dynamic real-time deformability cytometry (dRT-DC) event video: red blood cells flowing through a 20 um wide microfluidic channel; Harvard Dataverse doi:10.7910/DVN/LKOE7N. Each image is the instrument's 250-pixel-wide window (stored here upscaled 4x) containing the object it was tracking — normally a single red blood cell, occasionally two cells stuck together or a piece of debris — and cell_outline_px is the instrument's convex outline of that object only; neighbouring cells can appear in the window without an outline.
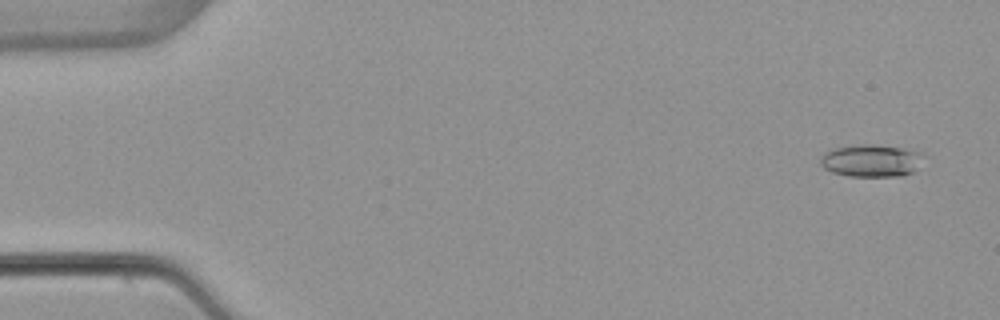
{"species": "common noctule bat (a hibernating species)", "species_latin": "Nyctalus noctula", "temperature_condition": "warm", "stored_images_in_passage": 7, "camera_frame_rate_fps": 3000, "um_per_image_px": 0.085, "animal": {"sex": "female", "body_mass_g": 22.7, "forearm_length_mm": 54.2}, "frame": {"image": 1, "passage_image": 1, "time_ms": 0.0, "image_size_px": [1000, 320], "cell_outline_px": [[924, 156], [912, 172], [904, 176], [848, 176], [832, 172], [824, 168], [820, 164], [820, 156], [824, 152], [836, 148], [860, 144], [872, 144], [904, 148], [924, 152]], "centroid_in_image_um": [74.05, 13.65], "position_along_channel_um": 11.0, "area_um2": 19.54}}
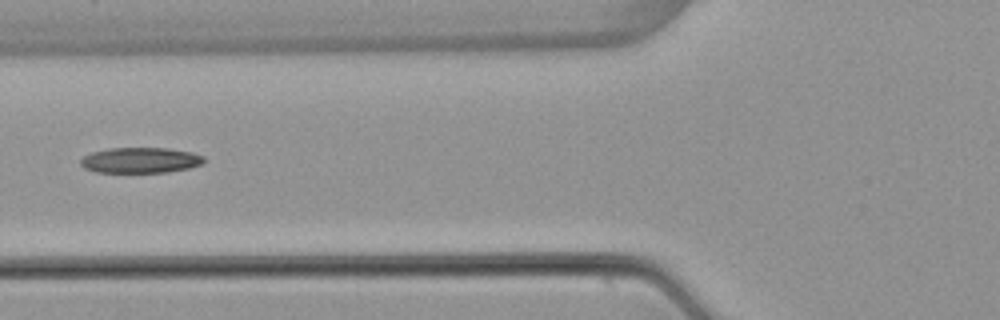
{"frame": {"image": 2, "passage_image": 6, "time_ms": 6.0, "image_size_px": [1000, 320], "cell_outline_px": [[204, 160], [200, 164], [188, 168], [168, 172], [96, 172], [84, 168], [80, 164], [80, 160], [84, 156], [92, 152], [108, 148], [168, 148], [192, 152], [204, 156]], "centroid_in_image_um": [11.91, 13.61], "position_along_channel_um": 113.9, "area_um2": 18.32}}
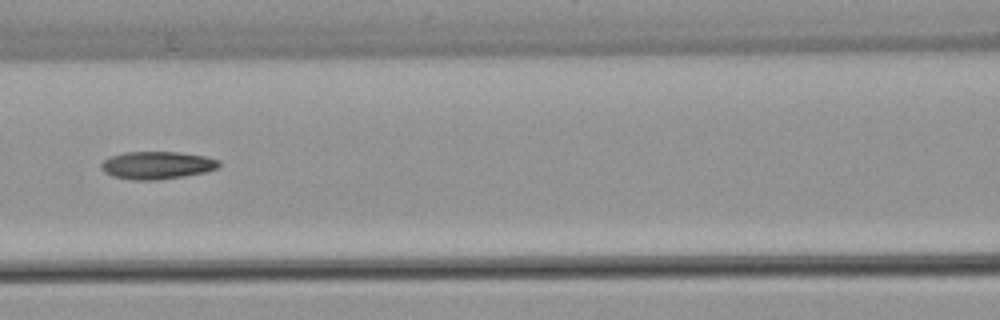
{"frame": {"image": 3, "passage_image": 7, "time_ms": 7.0, "image_size_px": [1000, 320], "cell_outline_px": [[220, 164], [216, 168], [204, 172], [184, 176], [160, 180], [132, 180], [112, 176], [104, 172], [100, 168], [100, 164], [104, 160], [112, 156], [124, 152], [180, 152], [204, 156], [220, 160]], "centroid_in_image_um": [13.32, 14.05], "position_along_channel_um": 153.3, "area_um2": 19.02}}